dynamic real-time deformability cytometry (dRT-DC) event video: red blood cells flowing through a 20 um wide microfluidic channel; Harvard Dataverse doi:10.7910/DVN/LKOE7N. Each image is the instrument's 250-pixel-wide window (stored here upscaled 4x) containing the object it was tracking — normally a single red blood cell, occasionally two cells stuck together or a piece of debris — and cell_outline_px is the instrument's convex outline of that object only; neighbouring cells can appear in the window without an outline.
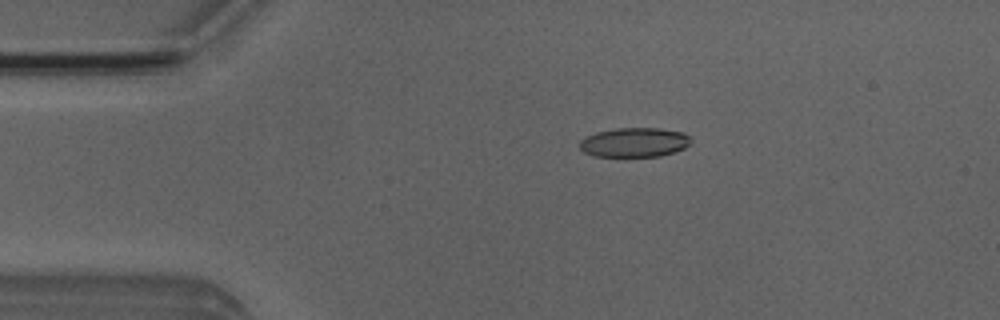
{"species": "Egyptian fruit bat (a non-hibernating species)", "species_latin": "Rousettus aegyptiacus", "temperature_condition": "room temperature", "stored_images_in_passage": 2, "camera_frame_rate_fps": 3000, "um_per_image_px": 0.085, "animal": {"sex": "male"}, "frame": {"image": 1, "passage_image": 1, "time_ms": 0.0, "image_size_px": [1000, 320], "cell_outline_px": [[692, 140], [684, 148], [676, 152], [660, 156], [596, 156], [584, 152], [580, 148], [580, 140], [584, 136], [596, 132], [616, 128], [660, 128], [684, 132]], "centroid_in_image_um": [53.92, 12.09], "position_along_channel_um": 31.1, "area_um2": 19.13}}